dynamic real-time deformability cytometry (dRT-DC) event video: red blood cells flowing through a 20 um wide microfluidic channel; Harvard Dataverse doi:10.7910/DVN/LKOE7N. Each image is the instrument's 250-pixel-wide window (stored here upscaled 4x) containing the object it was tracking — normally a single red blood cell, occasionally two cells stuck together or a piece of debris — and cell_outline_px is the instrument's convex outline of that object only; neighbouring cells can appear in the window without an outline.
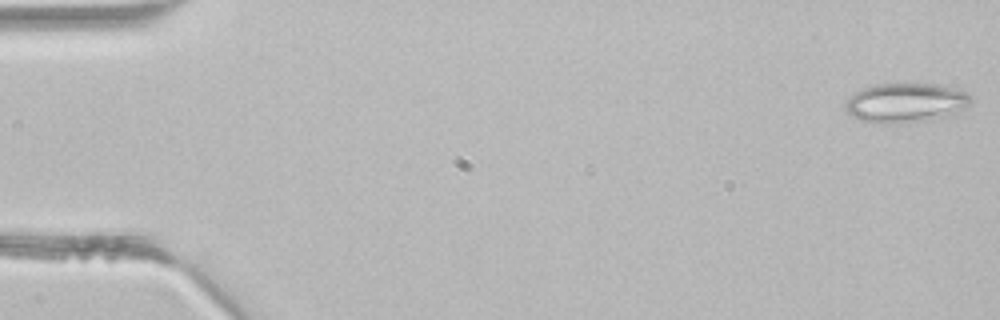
{"species": "common noctule bat (a hibernating species)", "species_latin": "Nyctalus noctula", "temperature_condition": "room temperature", "stored_images_in_passage": 3, "camera_frame_rate_fps": 3000, "um_per_image_px": 0.085, "animal": {"sex": "male", "body_mass_g": 21.5, "forearm_length_mm": 52.0}, "frame": {"image": 1, "passage_image": 1, "time_ms": 0.0, "image_size_px": [1000, 320], "cell_outline_px": [[972, 100], [960, 112], [908, 124], [880, 124], [864, 120], [852, 116], [848, 112], [844, 104], [848, 96], [864, 88], [876, 84], [940, 84], [964, 92], [972, 96]], "centroid_in_image_um": [76.97, 8.75], "position_along_channel_um": 8.0, "area_um2": 28.84}}